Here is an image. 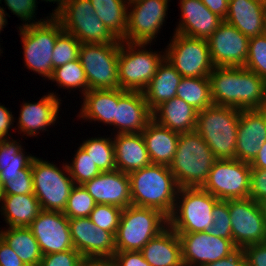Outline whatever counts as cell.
I'll return each instance as SVG.
<instances>
[{
    "mask_svg": "<svg viewBox=\"0 0 266 266\" xmlns=\"http://www.w3.org/2000/svg\"><path fill=\"white\" fill-rule=\"evenodd\" d=\"M13 116L6 107L0 105V140L5 139L8 134V129L12 124Z\"/></svg>",
    "mask_w": 266,
    "mask_h": 266,
    "instance_id": "cell-54",
    "label": "cell"
},
{
    "mask_svg": "<svg viewBox=\"0 0 266 266\" xmlns=\"http://www.w3.org/2000/svg\"><path fill=\"white\" fill-rule=\"evenodd\" d=\"M181 79L182 76L176 69L166 59H163L157 68L156 74L142 91L151 111L176 96Z\"/></svg>",
    "mask_w": 266,
    "mask_h": 266,
    "instance_id": "cell-29",
    "label": "cell"
},
{
    "mask_svg": "<svg viewBox=\"0 0 266 266\" xmlns=\"http://www.w3.org/2000/svg\"><path fill=\"white\" fill-rule=\"evenodd\" d=\"M95 206L96 202L88 191L82 185H75L63 213L68 219L89 217Z\"/></svg>",
    "mask_w": 266,
    "mask_h": 266,
    "instance_id": "cell-40",
    "label": "cell"
},
{
    "mask_svg": "<svg viewBox=\"0 0 266 266\" xmlns=\"http://www.w3.org/2000/svg\"><path fill=\"white\" fill-rule=\"evenodd\" d=\"M95 14L108 30L118 39L123 40L127 32L126 0H90Z\"/></svg>",
    "mask_w": 266,
    "mask_h": 266,
    "instance_id": "cell-34",
    "label": "cell"
},
{
    "mask_svg": "<svg viewBox=\"0 0 266 266\" xmlns=\"http://www.w3.org/2000/svg\"><path fill=\"white\" fill-rule=\"evenodd\" d=\"M128 176L132 205L155 208L167 217L173 213L180 188L169 166L151 164Z\"/></svg>",
    "mask_w": 266,
    "mask_h": 266,
    "instance_id": "cell-2",
    "label": "cell"
},
{
    "mask_svg": "<svg viewBox=\"0 0 266 266\" xmlns=\"http://www.w3.org/2000/svg\"><path fill=\"white\" fill-rule=\"evenodd\" d=\"M19 28H21L26 66L50 78L53 73V49L58 35L63 31L60 22L53 16L50 20L32 22Z\"/></svg>",
    "mask_w": 266,
    "mask_h": 266,
    "instance_id": "cell-7",
    "label": "cell"
},
{
    "mask_svg": "<svg viewBox=\"0 0 266 266\" xmlns=\"http://www.w3.org/2000/svg\"><path fill=\"white\" fill-rule=\"evenodd\" d=\"M182 23L176 33L207 40L224 21L212 13L201 0H181Z\"/></svg>",
    "mask_w": 266,
    "mask_h": 266,
    "instance_id": "cell-23",
    "label": "cell"
},
{
    "mask_svg": "<svg viewBox=\"0 0 266 266\" xmlns=\"http://www.w3.org/2000/svg\"><path fill=\"white\" fill-rule=\"evenodd\" d=\"M263 34L266 35V13H265V17H264V31Z\"/></svg>",
    "mask_w": 266,
    "mask_h": 266,
    "instance_id": "cell-61",
    "label": "cell"
},
{
    "mask_svg": "<svg viewBox=\"0 0 266 266\" xmlns=\"http://www.w3.org/2000/svg\"><path fill=\"white\" fill-rule=\"evenodd\" d=\"M178 193H182V202L174 207L168 217V225L176 233L208 231L213 224V208L219 199L202 187L180 188ZM178 208L180 215H176Z\"/></svg>",
    "mask_w": 266,
    "mask_h": 266,
    "instance_id": "cell-8",
    "label": "cell"
},
{
    "mask_svg": "<svg viewBox=\"0 0 266 266\" xmlns=\"http://www.w3.org/2000/svg\"><path fill=\"white\" fill-rule=\"evenodd\" d=\"M128 1V5L135 6L127 12V32L122 42L151 43L163 24L168 0Z\"/></svg>",
    "mask_w": 266,
    "mask_h": 266,
    "instance_id": "cell-15",
    "label": "cell"
},
{
    "mask_svg": "<svg viewBox=\"0 0 266 266\" xmlns=\"http://www.w3.org/2000/svg\"><path fill=\"white\" fill-rule=\"evenodd\" d=\"M34 195L41 209L63 212L72 188L71 176H66L54 164L33 158L31 163Z\"/></svg>",
    "mask_w": 266,
    "mask_h": 266,
    "instance_id": "cell-12",
    "label": "cell"
},
{
    "mask_svg": "<svg viewBox=\"0 0 266 266\" xmlns=\"http://www.w3.org/2000/svg\"><path fill=\"white\" fill-rule=\"evenodd\" d=\"M215 105L240 110L263 109L266 81L245 67L216 66L209 74Z\"/></svg>",
    "mask_w": 266,
    "mask_h": 266,
    "instance_id": "cell-1",
    "label": "cell"
},
{
    "mask_svg": "<svg viewBox=\"0 0 266 266\" xmlns=\"http://www.w3.org/2000/svg\"><path fill=\"white\" fill-rule=\"evenodd\" d=\"M49 79L55 80L60 84L59 86L66 88L83 87L85 93L89 90L85 72L79 58L53 69L52 76Z\"/></svg>",
    "mask_w": 266,
    "mask_h": 266,
    "instance_id": "cell-38",
    "label": "cell"
},
{
    "mask_svg": "<svg viewBox=\"0 0 266 266\" xmlns=\"http://www.w3.org/2000/svg\"><path fill=\"white\" fill-rule=\"evenodd\" d=\"M82 186L96 204H110L122 209L132 205L129 176L120 170L101 172Z\"/></svg>",
    "mask_w": 266,
    "mask_h": 266,
    "instance_id": "cell-21",
    "label": "cell"
},
{
    "mask_svg": "<svg viewBox=\"0 0 266 266\" xmlns=\"http://www.w3.org/2000/svg\"><path fill=\"white\" fill-rule=\"evenodd\" d=\"M165 59L182 77H209L215 67L208 41L175 33Z\"/></svg>",
    "mask_w": 266,
    "mask_h": 266,
    "instance_id": "cell-13",
    "label": "cell"
},
{
    "mask_svg": "<svg viewBox=\"0 0 266 266\" xmlns=\"http://www.w3.org/2000/svg\"><path fill=\"white\" fill-rule=\"evenodd\" d=\"M4 24H6L5 13L3 8H0V31L2 30Z\"/></svg>",
    "mask_w": 266,
    "mask_h": 266,
    "instance_id": "cell-58",
    "label": "cell"
},
{
    "mask_svg": "<svg viewBox=\"0 0 266 266\" xmlns=\"http://www.w3.org/2000/svg\"><path fill=\"white\" fill-rule=\"evenodd\" d=\"M197 115L198 111L194 107L177 96L152 111L155 122L179 134L195 131Z\"/></svg>",
    "mask_w": 266,
    "mask_h": 266,
    "instance_id": "cell-27",
    "label": "cell"
},
{
    "mask_svg": "<svg viewBox=\"0 0 266 266\" xmlns=\"http://www.w3.org/2000/svg\"><path fill=\"white\" fill-rule=\"evenodd\" d=\"M263 109L266 111V100H265V104H264V108Z\"/></svg>",
    "mask_w": 266,
    "mask_h": 266,
    "instance_id": "cell-62",
    "label": "cell"
},
{
    "mask_svg": "<svg viewBox=\"0 0 266 266\" xmlns=\"http://www.w3.org/2000/svg\"><path fill=\"white\" fill-rule=\"evenodd\" d=\"M80 266H117L113 258H83Z\"/></svg>",
    "mask_w": 266,
    "mask_h": 266,
    "instance_id": "cell-55",
    "label": "cell"
},
{
    "mask_svg": "<svg viewBox=\"0 0 266 266\" xmlns=\"http://www.w3.org/2000/svg\"><path fill=\"white\" fill-rule=\"evenodd\" d=\"M249 198L258 203L266 200V170L251 169Z\"/></svg>",
    "mask_w": 266,
    "mask_h": 266,
    "instance_id": "cell-47",
    "label": "cell"
},
{
    "mask_svg": "<svg viewBox=\"0 0 266 266\" xmlns=\"http://www.w3.org/2000/svg\"><path fill=\"white\" fill-rule=\"evenodd\" d=\"M177 234L181 241L184 266H203L227 257L237 249L232 239L217 237L208 231Z\"/></svg>",
    "mask_w": 266,
    "mask_h": 266,
    "instance_id": "cell-16",
    "label": "cell"
},
{
    "mask_svg": "<svg viewBox=\"0 0 266 266\" xmlns=\"http://www.w3.org/2000/svg\"><path fill=\"white\" fill-rule=\"evenodd\" d=\"M246 266H266V242L247 245L243 248Z\"/></svg>",
    "mask_w": 266,
    "mask_h": 266,
    "instance_id": "cell-48",
    "label": "cell"
},
{
    "mask_svg": "<svg viewBox=\"0 0 266 266\" xmlns=\"http://www.w3.org/2000/svg\"><path fill=\"white\" fill-rule=\"evenodd\" d=\"M64 167L66 173L76 183L75 185H83L101 173L91 157L81 146L74 157L72 165H65Z\"/></svg>",
    "mask_w": 266,
    "mask_h": 266,
    "instance_id": "cell-39",
    "label": "cell"
},
{
    "mask_svg": "<svg viewBox=\"0 0 266 266\" xmlns=\"http://www.w3.org/2000/svg\"><path fill=\"white\" fill-rule=\"evenodd\" d=\"M240 111L215 104L198 111L195 131L207 143L215 159H236Z\"/></svg>",
    "mask_w": 266,
    "mask_h": 266,
    "instance_id": "cell-4",
    "label": "cell"
},
{
    "mask_svg": "<svg viewBox=\"0 0 266 266\" xmlns=\"http://www.w3.org/2000/svg\"><path fill=\"white\" fill-rule=\"evenodd\" d=\"M213 224L208 232L224 239H232L228 200H219L212 211Z\"/></svg>",
    "mask_w": 266,
    "mask_h": 266,
    "instance_id": "cell-44",
    "label": "cell"
},
{
    "mask_svg": "<svg viewBox=\"0 0 266 266\" xmlns=\"http://www.w3.org/2000/svg\"><path fill=\"white\" fill-rule=\"evenodd\" d=\"M202 3L214 14L223 20L228 13L229 0H201Z\"/></svg>",
    "mask_w": 266,
    "mask_h": 266,
    "instance_id": "cell-53",
    "label": "cell"
},
{
    "mask_svg": "<svg viewBox=\"0 0 266 266\" xmlns=\"http://www.w3.org/2000/svg\"><path fill=\"white\" fill-rule=\"evenodd\" d=\"M266 141V111L241 110L237 130L236 159L251 163Z\"/></svg>",
    "mask_w": 266,
    "mask_h": 266,
    "instance_id": "cell-20",
    "label": "cell"
},
{
    "mask_svg": "<svg viewBox=\"0 0 266 266\" xmlns=\"http://www.w3.org/2000/svg\"><path fill=\"white\" fill-rule=\"evenodd\" d=\"M82 255L76 249L43 255L39 266H80Z\"/></svg>",
    "mask_w": 266,
    "mask_h": 266,
    "instance_id": "cell-46",
    "label": "cell"
},
{
    "mask_svg": "<svg viewBox=\"0 0 266 266\" xmlns=\"http://www.w3.org/2000/svg\"><path fill=\"white\" fill-rule=\"evenodd\" d=\"M113 259L117 266H151L140 251H116Z\"/></svg>",
    "mask_w": 266,
    "mask_h": 266,
    "instance_id": "cell-50",
    "label": "cell"
},
{
    "mask_svg": "<svg viewBox=\"0 0 266 266\" xmlns=\"http://www.w3.org/2000/svg\"><path fill=\"white\" fill-rule=\"evenodd\" d=\"M120 43L85 44L79 48L89 90L119 88L118 56Z\"/></svg>",
    "mask_w": 266,
    "mask_h": 266,
    "instance_id": "cell-9",
    "label": "cell"
},
{
    "mask_svg": "<svg viewBox=\"0 0 266 266\" xmlns=\"http://www.w3.org/2000/svg\"><path fill=\"white\" fill-rule=\"evenodd\" d=\"M0 266H26L15 251L0 237Z\"/></svg>",
    "mask_w": 266,
    "mask_h": 266,
    "instance_id": "cell-51",
    "label": "cell"
},
{
    "mask_svg": "<svg viewBox=\"0 0 266 266\" xmlns=\"http://www.w3.org/2000/svg\"><path fill=\"white\" fill-rule=\"evenodd\" d=\"M8 9L23 20H30L35 11L36 0H5Z\"/></svg>",
    "mask_w": 266,
    "mask_h": 266,
    "instance_id": "cell-49",
    "label": "cell"
},
{
    "mask_svg": "<svg viewBox=\"0 0 266 266\" xmlns=\"http://www.w3.org/2000/svg\"><path fill=\"white\" fill-rule=\"evenodd\" d=\"M261 210H262V214H263V219H264V226L266 229V200L262 201L259 203Z\"/></svg>",
    "mask_w": 266,
    "mask_h": 266,
    "instance_id": "cell-57",
    "label": "cell"
},
{
    "mask_svg": "<svg viewBox=\"0 0 266 266\" xmlns=\"http://www.w3.org/2000/svg\"><path fill=\"white\" fill-rule=\"evenodd\" d=\"M203 266H246V256L243 249L237 248L231 255Z\"/></svg>",
    "mask_w": 266,
    "mask_h": 266,
    "instance_id": "cell-52",
    "label": "cell"
},
{
    "mask_svg": "<svg viewBox=\"0 0 266 266\" xmlns=\"http://www.w3.org/2000/svg\"><path fill=\"white\" fill-rule=\"evenodd\" d=\"M166 223L168 217L155 208L135 205L124 208L115 235L116 251H140L165 229Z\"/></svg>",
    "mask_w": 266,
    "mask_h": 266,
    "instance_id": "cell-5",
    "label": "cell"
},
{
    "mask_svg": "<svg viewBox=\"0 0 266 266\" xmlns=\"http://www.w3.org/2000/svg\"><path fill=\"white\" fill-rule=\"evenodd\" d=\"M74 248L83 258H113L115 236L97 227L89 217L69 219Z\"/></svg>",
    "mask_w": 266,
    "mask_h": 266,
    "instance_id": "cell-19",
    "label": "cell"
},
{
    "mask_svg": "<svg viewBox=\"0 0 266 266\" xmlns=\"http://www.w3.org/2000/svg\"><path fill=\"white\" fill-rule=\"evenodd\" d=\"M3 196H4V185L2 183V179L0 178V201L2 200Z\"/></svg>",
    "mask_w": 266,
    "mask_h": 266,
    "instance_id": "cell-60",
    "label": "cell"
},
{
    "mask_svg": "<svg viewBox=\"0 0 266 266\" xmlns=\"http://www.w3.org/2000/svg\"><path fill=\"white\" fill-rule=\"evenodd\" d=\"M207 41L215 67H244L246 64L249 38L229 23L223 21Z\"/></svg>",
    "mask_w": 266,
    "mask_h": 266,
    "instance_id": "cell-18",
    "label": "cell"
},
{
    "mask_svg": "<svg viewBox=\"0 0 266 266\" xmlns=\"http://www.w3.org/2000/svg\"><path fill=\"white\" fill-rule=\"evenodd\" d=\"M113 145L116 170L130 174L152 164L141 133L117 134Z\"/></svg>",
    "mask_w": 266,
    "mask_h": 266,
    "instance_id": "cell-26",
    "label": "cell"
},
{
    "mask_svg": "<svg viewBox=\"0 0 266 266\" xmlns=\"http://www.w3.org/2000/svg\"><path fill=\"white\" fill-rule=\"evenodd\" d=\"M265 13L266 3L261 0H229L224 21L250 39L263 34Z\"/></svg>",
    "mask_w": 266,
    "mask_h": 266,
    "instance_id": "cell-24",
    "label": "cell"
},
{
    "mask_svg": "<svg viewBox=\"0 0 266 266\" xmlns=\"http://www.w3.org/2000/svg\"><path fill=\"white\" fill-rule=\"evenodd\" d=\"M46 1H49V2H52V1L56 2V1H57V2L59 3L58 8L55 10V12H54V14H53V16H55V15L60 11V9L63 7L64 3H65L67 0H46Z\"/></svg>",
    "mask_w": 266,
    "mask_h": 266,
    "instance_id": "cell-59",
    "label": "cell"
},
{
    "mask_svg": "<svg viewBox=\"0 0 266 266\" xmlns=\"http://www.w3.org/2000/svg\"><path fill=\"white\" fill-rule=\"evenodd\" d=\"M82 118L104 122L115 126V105H118V88L93 89L84 93Z\"/></svg>",
    "mask_w": 266,
    "mask_h": 266,
    "instance_id": "cell-31",
    "label": "cell"
},
{
    "mask_svg": "<svg viewBox=\"0 0 266 266\" xmlns=\"http://www.w3.org/2000/svg\"><path fill=\"white\" fill-rule=\"evenodd\" d=\"M215 160L211 149L196 131L180 133L169 169L179 188H198L206 183Z\"/></svg>",
    "mask_w": 266,
    "mask_h": 266,
    "instance_id": "cell-3",
    "label": "cell"
},
{
    "mask_svg": "<svg viewBox=\"0 0 266 266\" xmlns=\"http://www.w3.org/2000/svg\"><path fill=\"white\" fill-rule=\"evenodd\" d=\"M152 120L142 91H129L118 88V105H115V125L118 134L141 133Z\"/></svg>",
    "mask_w": 266,
    "mask_h": 266,
    "instance_id": "cell-22",
    "label": "cell"
},
{
    "mask_svg": "<svg viewBox=\"0 0 266 266\" xmlns=\"http://www.w3.org/2000/svg\"><path fill=\"white\" fill-rule=\"evenodd\" d=\"M251 164L237 159H216L203 189L219 200L249 197Z\"/></svg>",
    "mask_w": 266,
    "mask_h": 266,
    "instance_id": "cell-11",
    "label": "cell"
},
{
    "mask_svg": "<svg viewBox=\"0 0 266 266\" xmlns=\"http://www.w3.org/2000/svg\"><path fill=\"white\" fill-rule=\"evenodd\" d=\"M141 134L152 164L169 166L177 150L179 133L152 119Z\"/></svg>",
    "mask_w": 266,
    "mask_h": 266,
    "instance_id": "cell-28",
    "label": "cell"
},
{
    "mask_svg": "<svg viewBox=\"0 0 266 266\" xmlns=\"http://www.w3.org/2000/svg\"><path fill=\"white\" fill-rule=\"evenodd\" d=\"M140 250L151 266H184L178 234L168 225Z\"/></svg>",
    "mask_w": 266,
    "mask_h": 266,
    "instance_id": "cell-25",
    "label": "cell"
},
{
    "mask_svg": "<svg viewBox=\"0 0 266 266\" xmlns=\"http://www.w3.org/2000/svg\"><path fill=\"white\" fill-rule=\"evenodd\" d=\"M107 138H91L80 145L101 172L116 170L113 141Z\"/></svg>",
    "mask_w": 266,
    "mask_h": 266,
    "instance_id": "cell-37",
    "label": "cell"
},
{
    "mask_svg": "<svg viewBox=\"0 0 266 266\" xmlns=\"http://www.w3.org/2000/svg\"><path fill=\"white\" fill-rule=\"evenodd\" d=\"M43 255L75 249L69 219L60 211L41 210L29 226Z\"/></svg>",
    "mask_w": 266,
    "mask_h": 266,
    "instance_id": "cell-17",
    "label": "cell"
},
{
    "mask_svg": "<svg viewBox=\"0 0 266 266\" xmlns=\"http://www.w3.org/2000/svg\"><path fill=\"white\" fill-rule=\"evenodd\" d=\"M122 208L110 204H96L93 211L90 213V220L103 230L112 233L114 236L117 233Z\"/></svg>",
    "mask_w": 266,
    "mask_h": 266,
    "instance_id": "cell-43",
    "label": "cell"
},
{
    "mask_svg": "<svg viewBox=\"0 0 266 266\" xmlns=\"http://www.w3.org/2000/svg\"><path fill=\"white\" fill-rule=\"evenodd\" d=\"M21 150L16 141L0 140V178L19 176L32 163L34 156L26 157Z\"/></svg>",
    "mask_w": 266,
    "mask_h": 266,
    "instance_id": "cell-36",
    "label": "cell"
},
{
    "mask_svg": "<svg viewBox=\"0 0 266 266\" xmlns=\"http://www.w3.org/2000/svg\"><path fill=\"white\" fill-rule=\"evenodd\" d=\"M126 43L127 45H124L120 41L118 56L119 88L129 91H143L156 74L157 68L165 59V56L161 57L160 54L151 51L140 49L136 51L134 49L137 46L144 48L143 46L148 43ZM124 46H127L128 49Z\"/></svg>",
    "mask_w": 266,
    "mask_h": 266,
    "instance_id": "cell-10",
    "label": "cell"
},
{
    "mask_svg": "<svg viewBox=\"0 0 266 266\" xmlns=\"http://www.w3.org/2000/svg\"><path fill=\"white\" fill-rule=\"evenodd\" d=\"M80 45L81 42L79 40L63 30L58 35L53 49L52 69L77 60L79 58Z\"/></svg>",
    "mask_w": 266,
    "mask_h": 266,
    "instance_id": "cell-41",
    "label": "cell"
},
{
    "mask_svg": "<svg viewBox=\"0 0 266 266\" xmlns=\"http://www.w3.org/2000/svg\"><path fill=\"white\" fill-rule=\"evenodd\" d=\"M250 164L251 169L266 170V141L260 146L256 158Z\"/></svg>",
    "mask_w": 266,
    "mask_h": 266,
    "instance_id": "cell-56",
    "label": "cell"
},
{
    "mask_svg": "<svg viewBox=\"0 0 266 266\" xmlns=\"http://www.w3.org/2000/svg\"><path fill=\"white\" fill-rule=\"evenodd\" d=\"M19 176L1 178L4 195L34 194L31 164L19 171Z\"/></svg>",
    "mask_w": 266,
    "mask_h": 266,
    "instance_id": "cell-45",
    "label": "cell"
},
{
    "mask_svg": "<svg viewBox=\"0 0 266 266\" xmlns=\"http://www.w3.org/2000/svg\"><path fill=\"white\" fill-rule=\"evenodd\" d=\"M176 96L197 111L213 105L209 77H182Z\"/></svg>",
    "mask_w": 266,
    "mask_h": 266,
    "instance_id": "cell-35",
    "label": "cell"
},
{
    "mask_svg": "<svg viewBox=\"0 0 266 266\" xmlns=\"http://www.w3.org/2000/svg\"><path fill=\"white\" fill-rule=\"evenodd\" d=\"M57 98L54 93H50L37 103H25L19 117L21 131L35 135L36 130H46L45 127L54 123L60 105Z\"/></svg>",
    "mask_w": 266,
    "mask_h": 266,
    "instance_id": "cell-30",
    "label": "cell"
},
{
    "mask_svg": "<svg viewBox=\"0 0 266 266\" xmlns=\"http://www.w3.org/2000/svg\"><path fill=\"white\" fill-rule=\"evenodd\" d=\"M0 237L15 251L26 266H39L42 252L29 227H9Z\"/></svg>",
    "mask_w": 266,
    "mask_h": 266,
    "instance_id": "cell-33",
    "label": "cell"
},
{
    "mask_svg": "<svg viewBox=\"0 0 266 266\" xmlns=\"http://www.w3.org/2000/svg\"><path fill=\"white\" fill-rule=\"evenodd\" d=\"M244 67L266 81V35L249 39V48Z\"/></svg>",
    "mask_w": 266,
    "mask_h": 266,
    "instance_id": "cell-42",
    "label": "cell"
},
{
    "mask_svg": "<svg viewBox=\"0 0 266 266\" xmlns=\"http://www.w3.org/2000/svg\"><path fill=\"white\" fill-rule=\"evenodd\" d=\"M54 17L64 31L81 43L111 44L121 41L98 18L90 0H67Z\"/></svg>",
    "mask_w": 266,
    "mask_h": 266,
    "instance_id": "cell-6",
    "label": "cell"
},
{
    "mask_svg": "<svg viewBox=\"0 0 266 266\" xmlns=\"http://www.w3.org/2000/svg\"><path fill=\"white\" fill-rule=\"evenodd\" d=\"M1 201L9 227H29L42 210L34 194L4 195Z\"/></svg>",
    "mask_w": 266,
    "mask_h": 266,
    "instance_id": "cell-32",
    "label": "cell"
},
{
    "mask_svg": "<svg viewBox=\"0 0 266 266\" xmlns=\"http://www.w3.org/2000/svg\"><path fill=\"white\" fill-rule=\"evenodd\" d=\"M228 209L232 241L237 248L266 242V229L258 202L249 197L228 199Z\"/></svg>",
    "mask_w": 266,
    "mask_h": 266,
    "instance_id": "cell-14",
    "label": "cell"
}]
</instances>
